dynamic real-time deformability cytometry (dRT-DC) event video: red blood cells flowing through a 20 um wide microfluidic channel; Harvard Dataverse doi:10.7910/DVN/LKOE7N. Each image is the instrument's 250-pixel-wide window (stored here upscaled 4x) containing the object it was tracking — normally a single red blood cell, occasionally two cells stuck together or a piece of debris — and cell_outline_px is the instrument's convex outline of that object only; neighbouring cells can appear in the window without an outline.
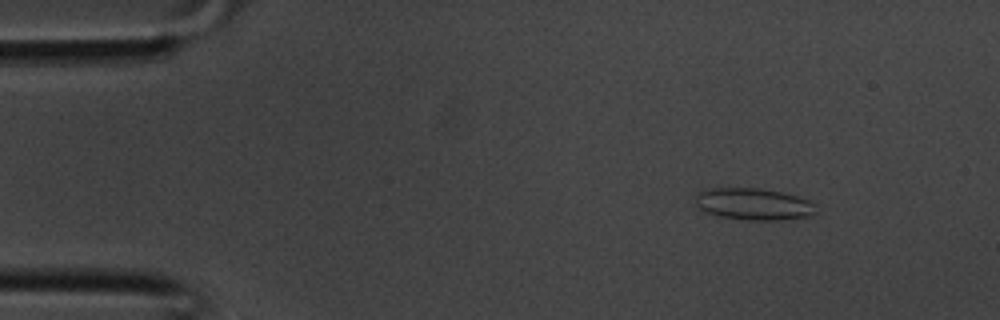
{"species": "common noctule bat (a hibernating species)", "species_latin": "Nyctalus noctula", "temperature_condition": "room temperature", "stored_images_in_passage": 35, "camera_frame_rate_fps": 3000, "um_per_image_px": 0.085, "animal": {"sex": "male", "body_mass_g": 20.1, "forearm_length_mm": 53.5}, "frame": {"image": 1, "passage_image": 4, "time_ms": 1.0, "image_size_px": [1000, 320], "cell_outline_px": [[816, 212], [808, 216], [784, 220], [748, 220], [720, 216], [708, 212], [700, 208], [696, 204], [696, 196], [700, 192], [708, 188], [760, 188], [784, 192], [808, 200], [816, 204]], "centroid_in_image_um": [64.1, 17.34], "position_along_channel_um": 20.9, "area_um2": 22.31}}
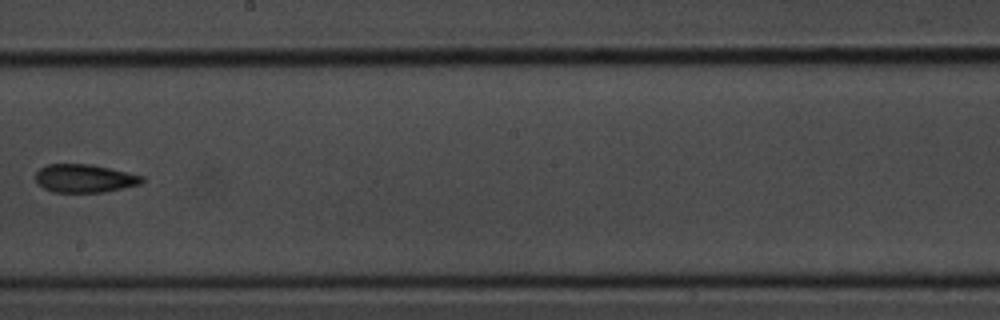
{"frame": {"image": 2, "passage_image": 20, "time_ms": 6.333, "image_size_px": [1000, 320], "cell_outline_px": [[144, 180], [140, 184], [124, 188], [104, 192], [52, 192], [44, 188], [36, 180], [36, 172], [40, 168], [48, 164], [92, 164], [144, 176]], "centroid_in_image_um": [7.2, 15.16], "position_along_channel_um": 241.0, "area_um2": 17.46}}
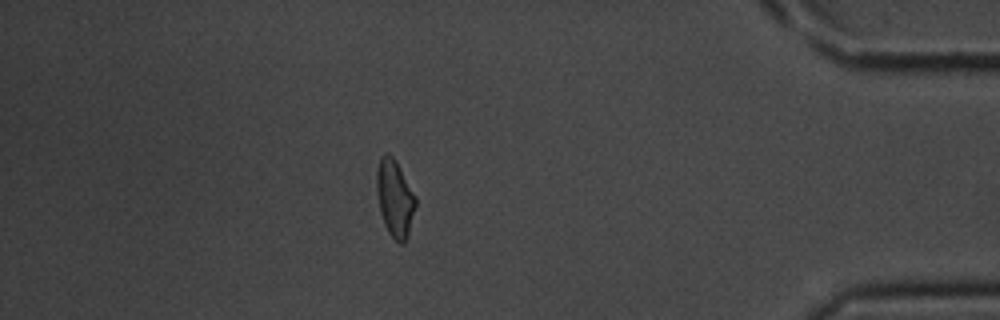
{"frame": {"image": 3, "passage_image": 31, "time_ms": 10.0, "image_size_px": [1000, 320], "cell_outline_px": [[416, 208], [408, 236], [404, 244], [400, 244], [388, 232], [384, 224], [380, 212], [376, 192], [376, 172], [380, 156], [384, 152], [388, 152], [396, 160], [416, 196]], "centroid_in_image_um": [33.56, 16.83], "position_along_channel_um": 401.6, "area_um2": 17.86}}